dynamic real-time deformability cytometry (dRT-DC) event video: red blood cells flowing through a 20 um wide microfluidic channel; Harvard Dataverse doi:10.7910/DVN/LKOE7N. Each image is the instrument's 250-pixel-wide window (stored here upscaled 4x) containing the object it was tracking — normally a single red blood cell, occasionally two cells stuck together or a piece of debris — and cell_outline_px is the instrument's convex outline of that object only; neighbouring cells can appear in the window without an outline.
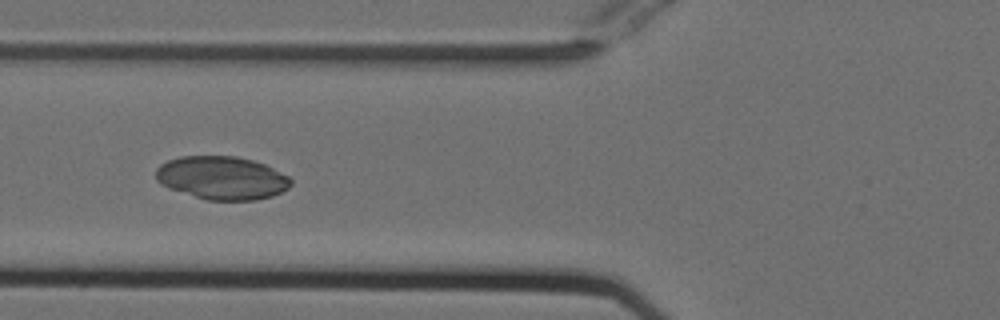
{"species": "Egyptian fruit bat (a non-hibernating species)", "species_latin": "Rousettus aegyptiacus", "temperature_condition": "cold", "stored_images_in_passage": 53, "camera_frame_rate_fps": 3000, "um_per_image_px": 0.085, "animal": {"sex": "female"}, "frame": {"image": 1, "passage_image": 20, "time_ms": 6.333, "image_size_px": [1000, 320], "cell_outline_px": [[292, 184], [288, 188], [272, 196], [256, 200], [208, 200], [168, 188], [160, 184], [156, 180], [156, 168], [160, 164], [168, 160], [180, 156], [236, 156], [252, 160], [264, 164], [288, 176], [292, 180]], "centroid_in_image_um": [18.84, 15.12], "position_along_channel_um": 107.0, "area_um2": 33.99}}
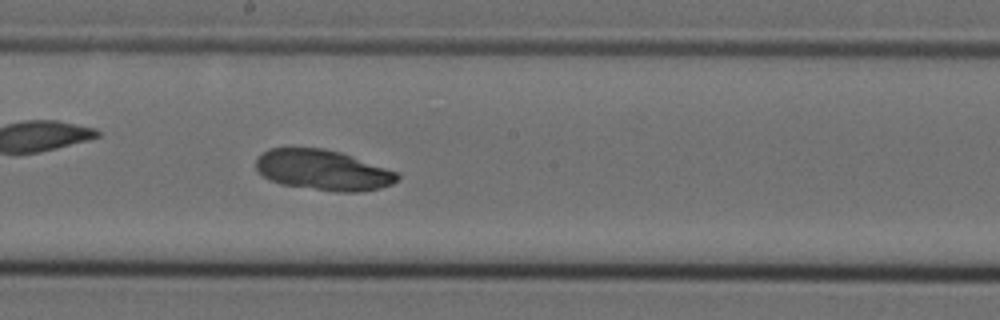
{"frame": {"image": 2, "passage_image": 29, "time_ms": 9.333, "image_size_px": [1000, 320], "cell_outline_px": [[400, 176], [392, 184], [380, 188], [356, 192], [336, 192], [280, 184], [268, 180], [256, 172], [256, 160], [268, 148], [324, 148], [340, 152], [400, 172]], "centroid_in_image_um": [27.45, 14.46], "position_along_channel_um": 220.8, "area_um2": 33.52}}
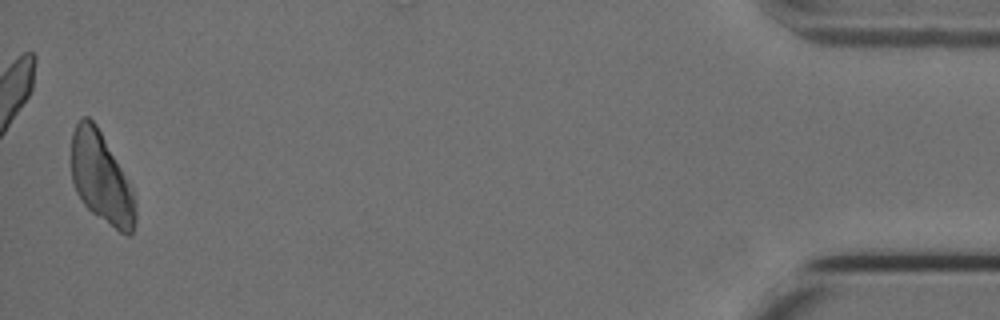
{"frame": {"image": 3, "passage_image": 52, "time_ms": 17.0, "image_size_px": [1000, 320], "cell_outline_px": [[136, 220], [132, 232], [128, 236], [120, 232], [92, 212], [84, 204], [76, 192], [72, 180], [72, 132], [76, 124], [84, 116], [88, 116], [96, 124], [132, 188], [136, 200]], "centroid_in_image_um": [8.61, 15.16], "position_along_channel_um": 426.6, "area_um2": 33.47}}